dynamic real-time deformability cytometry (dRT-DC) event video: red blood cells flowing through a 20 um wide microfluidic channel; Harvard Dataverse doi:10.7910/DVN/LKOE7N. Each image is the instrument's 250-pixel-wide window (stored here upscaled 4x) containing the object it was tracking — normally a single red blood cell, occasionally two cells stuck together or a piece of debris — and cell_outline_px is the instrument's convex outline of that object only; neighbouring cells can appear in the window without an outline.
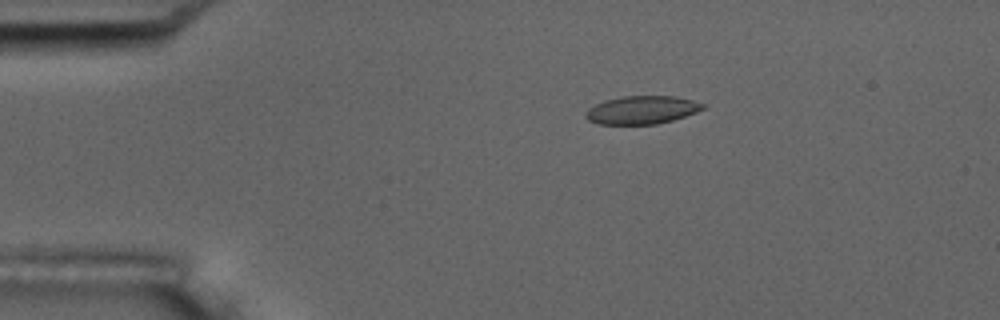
{"species": "common noctule bat (a hibernating species)", "species_latin": "Nyctalus noctula", "temperature_condition": "room temperature", "stored_images_in_passage": 5, "camera_frame_rate_fps": 3000, "um_per_image_px": 0.085, "animal": {"sex": "male", "body_mass_g": 17.5, "forearm_length_mm": 52.3}, "frame": {"image": 1, "passage_image": 2, "time_ms": 1.0, "image_size_px": [1000, 320], "cell_outline_px": [[704, 108], [696, 112], [672, 120], [656, 124], [600, 124], [588, 120], [584, 116], [584, 112], [588, 108], [604, 100], [624, 96], [676, 96], [692, 100], [704, 104]], "centroid_in_image_um": [54.52, 9.34], "position_along_channel_um": 30.5, "area_um2": 19.13}}
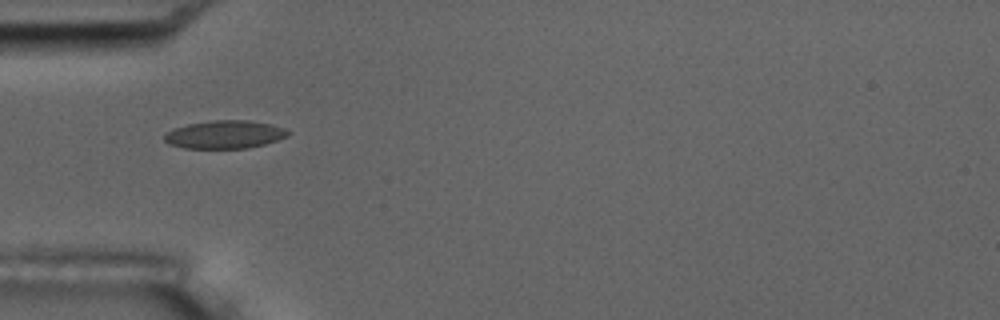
{"frame": {"image": 2, "passage_image": 4, "time_ms": 3.333, "image_size_px": [1000, 320], "cell_outline_px": [[292, 132], [288, 136], [264, 144], [248, 148], [184, 148], [168, 144], [164, 140], [164, 132], [188, 124], [208, 120], [248, 120], [272, 124], [284, 128]], "centroid_in_image_um": [19.1, 11.42], "position_along_channel_um": 65.9, "area_um2": 20.35}}